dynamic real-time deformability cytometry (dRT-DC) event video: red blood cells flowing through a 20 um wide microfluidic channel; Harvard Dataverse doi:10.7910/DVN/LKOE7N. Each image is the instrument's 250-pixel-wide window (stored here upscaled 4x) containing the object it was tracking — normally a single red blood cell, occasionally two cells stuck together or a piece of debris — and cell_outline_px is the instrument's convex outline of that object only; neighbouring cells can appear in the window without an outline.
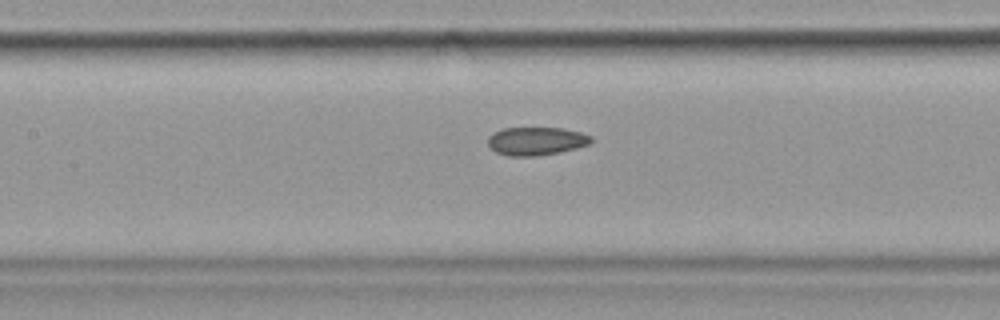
{"species": "common noctule bat (a hibernating species)", "species_latin": "Nyctalus noctula", "temperature_condition": "cold", "stored_images_in_passage": 21, "camera_frame_rate_fps": 3000, "um_per_image_px": 0.085, "animal": {"sex": "female", "body_mass_g": 19.9}, "frame": {"image": 1, "passage_image": 12, "time_ms": 3.667, "image_size_px": [1000, 320], "cell_outline_px": [[592, 144], [560, 152], [536, 156], [508, 156], [496, 152], [488, 144], [488, 136], [492, 132], [504, 128], [564, 128], [580, 132], [592, 136]], "centroid_in_image_um": [45.59, 11.99], "position_along_channel_um": 161.8, "area_um2": 17.11}}
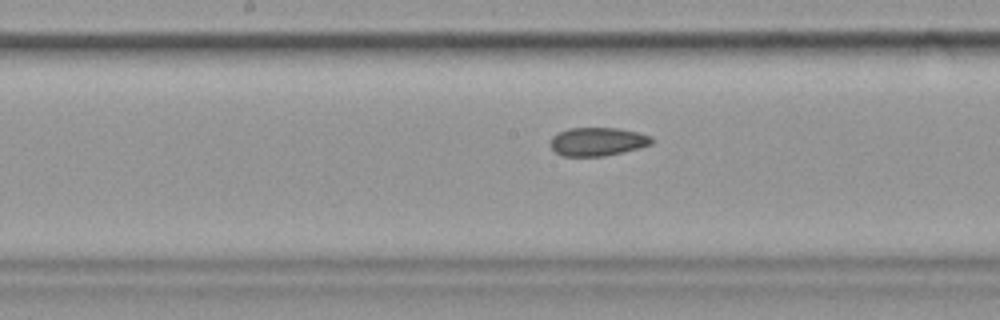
{"frame": {"image": 2, "passage_image": 15, "time_ms": 4.667, "image_size_px": [1000, 320], "cell_outline_px": [[652, 144], [640, 148], [624, 152], [604, 156], [564, 156], [556, 152], [548, 144], [552, 136], [568, 128], [620, 128], [652, 136]], "centroid_in_image_um": [50.79, 12.04], "position_along_channel_um": 197.4, "area_um2": 16.88}}